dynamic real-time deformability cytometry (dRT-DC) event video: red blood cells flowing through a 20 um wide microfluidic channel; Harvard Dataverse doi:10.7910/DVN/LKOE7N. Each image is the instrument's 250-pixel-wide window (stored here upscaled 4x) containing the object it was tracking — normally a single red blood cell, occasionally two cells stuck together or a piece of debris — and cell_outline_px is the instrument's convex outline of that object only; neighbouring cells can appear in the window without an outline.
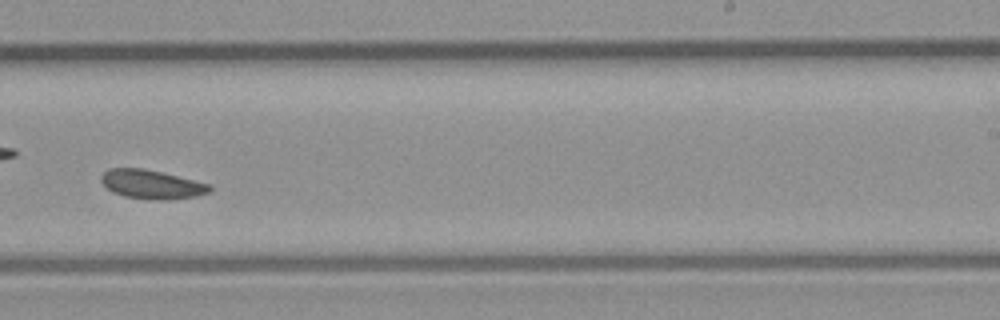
{"species": "common noctule bat (a hibernating species)", "species_latin": "Nyctalus noctula", "temperature_condition": "room temperature", "stored_images_in_passage": 39, "camera_frame_rate_fps": 3000, "um_per_image_px": 0.085, "animal": {"sex": "male", "body_mass_g": 23.1, "forearm_length_mm": 52.7}, "frame": {"image": 1, "passage_image": 23, "time_ms": 7.333, "image_size_px": [1000, 320], "cell_outline_px": [[212, 188], [208, 192], [196, 196], [168, 200], [156, 200], [124, 196], [112, 192], [100, 180], [100, 176], [108, 168], [144, 168], [212, 184]], "centroid_in_image_um": [12.89, 15.66], "position_along_channel_um": 276.1, "area_um2": 18.32}}
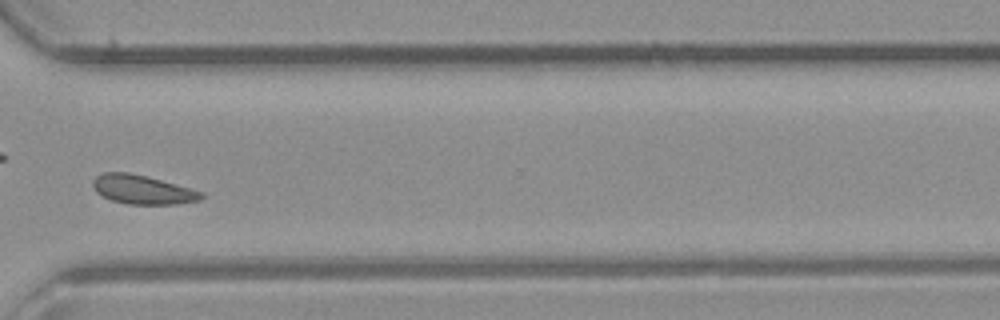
{"frame": {"image": 2, "passage_image": 28, "time_ms": 9.0, "image_size_px": [1000, 320], "cell_outline_px": [[204, 196], [200, 200], [176, 204], [128, 204], [112, 200], [96, 192], [92, 184], [92, 180], [96, 176], [104, 172], [128, 172], [148, 176], [204, 192]], "centroid_in_image_um": [12.12, 16.11], "position_along_channel_um": 358.5, "area_um2": 18.32}}